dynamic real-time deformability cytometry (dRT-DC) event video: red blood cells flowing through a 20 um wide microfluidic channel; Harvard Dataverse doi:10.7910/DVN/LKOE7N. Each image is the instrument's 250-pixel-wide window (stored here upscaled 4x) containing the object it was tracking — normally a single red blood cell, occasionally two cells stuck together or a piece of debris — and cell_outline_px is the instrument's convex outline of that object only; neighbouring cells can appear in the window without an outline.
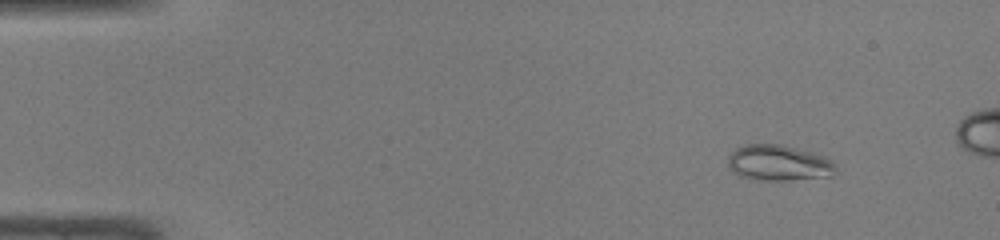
{"species": "common noctule bat (a hibernating species)", "species_latin": "Nyctalus noctula", "temperature_condition": "warm", "stored_images_in_passage": 43, "camera_frame_rate_fps": 3000, "um_per_image_px": 0.085, "animal": {"sex": "male", "body_mass_g": 19.0, "forearm_length_mm": 50.8}, "frame": {"image": 1, "passage_image": 2, "time_ms": 0.333, "image_size_px": [1000, 240], "cell_outline_px": [[836, 172], [832, 176], [792, 180], [752, 180], [740, 176], [732, 172], [728, 168], [728, 156], [736, 148], [748, 144], [780, 144], [812, 152], [824, 156], [832, 160], [836, 164]], "centroid_in_image_um": [66.19, 13.86], "position_along_channel_um": 18.8, "area_um2": 22.77}}
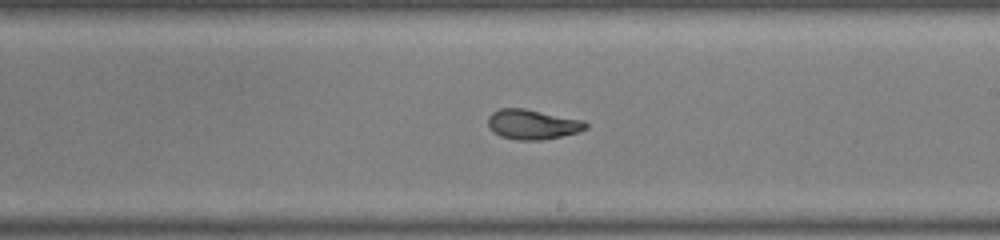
{"frame": {"image": 2, "passage_image": 25, "time_ms": 8.0, "image_size_px": [1000, 240], "cell_outline_px": [[588, 128], [580, 132], [540, 140], [516, 140], [500, 136], [488, 124], [488, 116], [492, 112], [500, 108], [524, 108], [584, 120], [588, 124]], "centroid_in_image_um": [45.3, 10.56], "position_along_channel_um": 243.7, "area_um2": 16.99}}
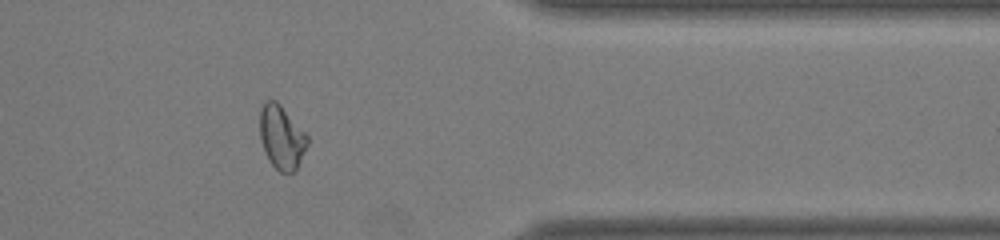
{"frame": {"image": 3, "passage_image": 36, "time_ms": 11.667, "image_size_px": [1000, 240], "cell_outline_px": [[308, 144], [296, 168], [292, 172], [280, 172], [268, 160], [264, 152], [260, 140], [260, 108], [264, 100], [276, 100], [280, 104], [308, 136]], "centroid_in_image_um": [23.9, 11.64], "position_along_channel_um": 387.5, "area_um2": 17.57}, "authors_computed_cell_mechanics": {"area_um2": 17.918, "velocity_mm_per_s": 4.2751, "shape_relaxation_time_tau1_ms": 5.9924, "shape_relaxation_time_tau2_ms": 0.7785, "deformation_change_tau1": 0.1987, "deformation_change_tau2": 0.0659}}